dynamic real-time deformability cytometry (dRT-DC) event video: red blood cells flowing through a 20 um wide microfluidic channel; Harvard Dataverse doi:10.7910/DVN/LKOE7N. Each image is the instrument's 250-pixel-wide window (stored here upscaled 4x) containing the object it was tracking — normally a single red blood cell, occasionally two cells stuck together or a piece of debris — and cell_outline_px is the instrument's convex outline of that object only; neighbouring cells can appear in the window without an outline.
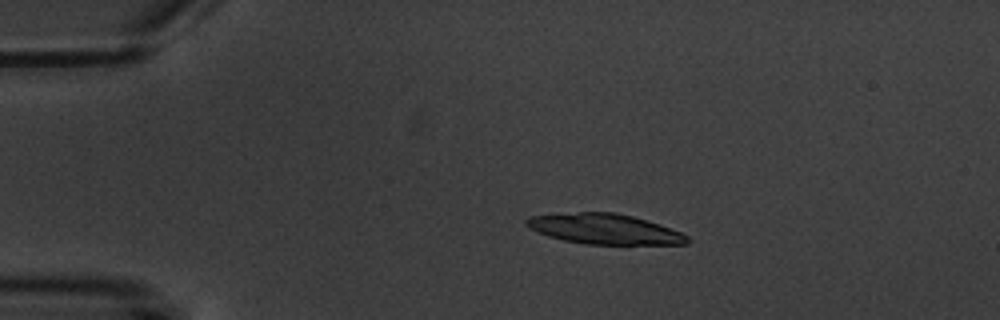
{"species": "common noctule bat (a hibernating species)", "species_latin": "Nyctalus noctula", "temperature_condition": "warm", "stored_images_in_passage": 6, "camera_frame_rate_fps": 3000, "um_per_image_px": 0.085, "animal": {"sex": "male", "body_mass_g": 20.1, "forearm_length_mm": 53.5}, "frame": {"image": 1, "passage_image": 4, "time_ms": 3.333, "image_size_px": [1000, 320], "cell_outline_px": [[692, 240], [688, 244], [588, 244], [564, 240], [548, 236], [536, 232], [524, 224], [524, 220], [528, 216], [580, 212], [616, 212], [632, 216], [660, 224], [680, 232], [688, 236]], "centroid_in_image_um": [51.38, 19.46], "position_along_channel_um": 33.6, "area_um2": 28.38}}